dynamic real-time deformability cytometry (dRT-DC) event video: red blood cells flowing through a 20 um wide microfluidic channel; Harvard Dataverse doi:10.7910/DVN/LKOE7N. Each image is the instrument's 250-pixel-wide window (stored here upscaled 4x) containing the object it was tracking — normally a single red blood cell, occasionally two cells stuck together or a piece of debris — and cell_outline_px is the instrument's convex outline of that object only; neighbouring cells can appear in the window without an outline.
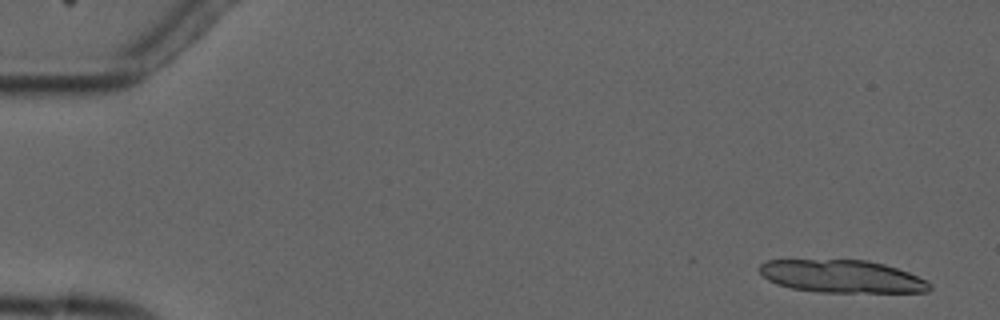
{"species": "common noctule bat (a hibernating species)", "species_latin": "Nyctalus noctula", "temperature_condition": "cold", "stored_images_in_passage": 5, "camera_frame_rate_fps": 3000, "um_per_image_px": 0.085, "animal": {"sex": "male", "forearm_length_mm": 52.5}, "frame": {"image": 1, "passage_image": 1, "time_ms": 0.0, "image_size_px": [1000, 320], "cell_outline_px": [[932, 288], [928, 292], [820, 292], [792, 288], [776, 284], [768, 280], [756, 268], [760, 264], [768, 260], [868, 260], [884, 264], [908, 272], [928, 280], [932, 284]], "centroid_in_image_um": [71.58, 23.49], "position_along_channel_um": 13.4, "area_um2": 32.54}}